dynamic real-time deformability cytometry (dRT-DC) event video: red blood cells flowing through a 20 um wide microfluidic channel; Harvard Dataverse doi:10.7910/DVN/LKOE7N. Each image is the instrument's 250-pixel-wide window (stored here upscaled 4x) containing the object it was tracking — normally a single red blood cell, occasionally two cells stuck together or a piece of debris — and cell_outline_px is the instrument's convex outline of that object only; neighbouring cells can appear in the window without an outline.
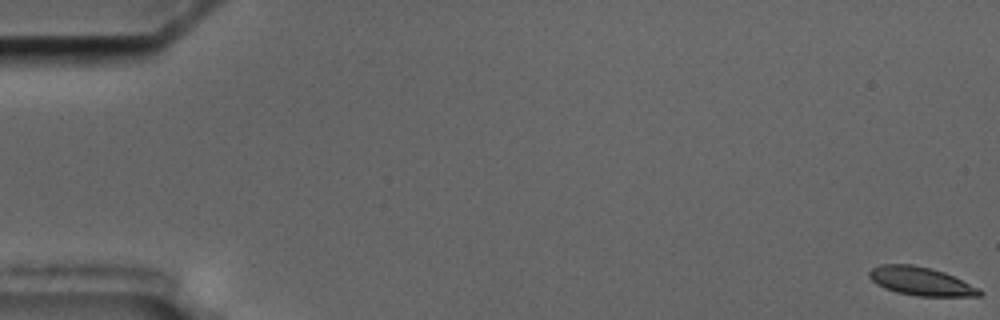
{"species": "common noctule bat (a hibernating species)", "species_latin": "Nyctalus noctula", "temperature_condition": "cold", "stored_images_in_passage": 58, "camera_frame_rate_fps": 3000, "um_per_image_px": 0.085, "animal": {"sex": "male", "body_mass_g": 17.5, "forearm_length_mm": 52.3}, "frame": {"image": 1, "passage_image": 1, "time_ms": 0.0, "image_size_px": [1000, 320], "cell_outline_px": [[984, 292], [980, 296], [916, 296], [896, 292], [884, 288], [876, 284], [868, 276], [868, 272], [872, 268], [880, 264], [912, 264], [932, 268], [944, 272], [980, 288]], "centroid_in_image_um": [78.27, 23.9], "position_along_channel_um": 6.7, "area_um2": 18.44}}
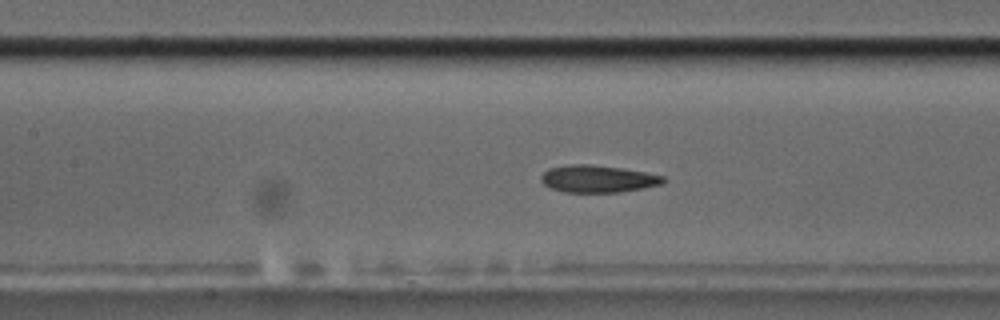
{"frame": {"image": 2, "passage_image": 27, "time_ms": 8.667, "image_size_px": [1000, 320], "cell_outline_px": [[668, 180], [664, 184], [644, 188], [620, 192], [564, 192], [552, 188], [544, 184], [540, 180], [540, 176], [548, 168], [568, 164], [592, 164], [620, 168], [644, 172], [664, 176]], "centroid_in_image_um": [50.83, 15.2], "position_along_channel_um": 156.6, "area_um2": 19.54}}
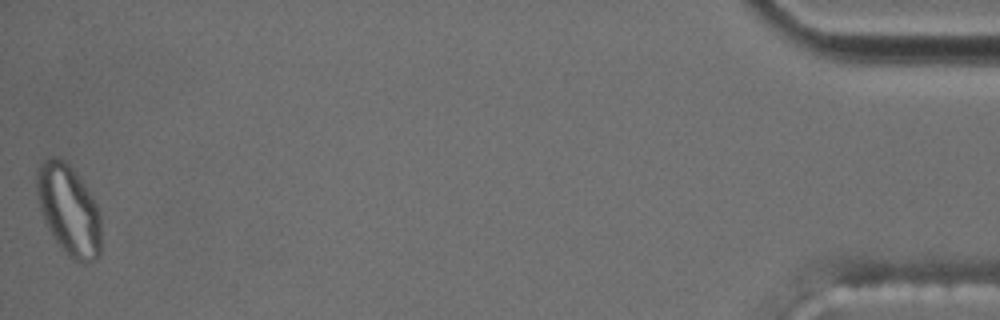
{"frame": {"image": 3, "passage_image": 58, "time_ms": 19.0, "image_size_px": [1000, 320], "cell_outline_px": [[100, 256], [92, 264], [84, 264], [72, 260], [60, 248], [52, 236], [44, 220], [40, 208], [36, 192], [36, 172], [44, 160], [52, 156], [56, 156], [64, 160], [68, 164], [84, 184], [92, 196], [100, 212]], "centroid_in_image_um": [5.85, 17.9], "position_along_channel_um": 429.3, "area_um2": 34.22}, "authors_computed_cell_mechanics": {"area_um2": 19.4786, "velocity_mm_per_s": 3.5332, "shape_relaxation_time_tau1_ms": null, "shape_relaxation_time_tau2_ms": 2.6137, "deformation_change_tau1": null, "deformation_change_tau2": 0.0761}}